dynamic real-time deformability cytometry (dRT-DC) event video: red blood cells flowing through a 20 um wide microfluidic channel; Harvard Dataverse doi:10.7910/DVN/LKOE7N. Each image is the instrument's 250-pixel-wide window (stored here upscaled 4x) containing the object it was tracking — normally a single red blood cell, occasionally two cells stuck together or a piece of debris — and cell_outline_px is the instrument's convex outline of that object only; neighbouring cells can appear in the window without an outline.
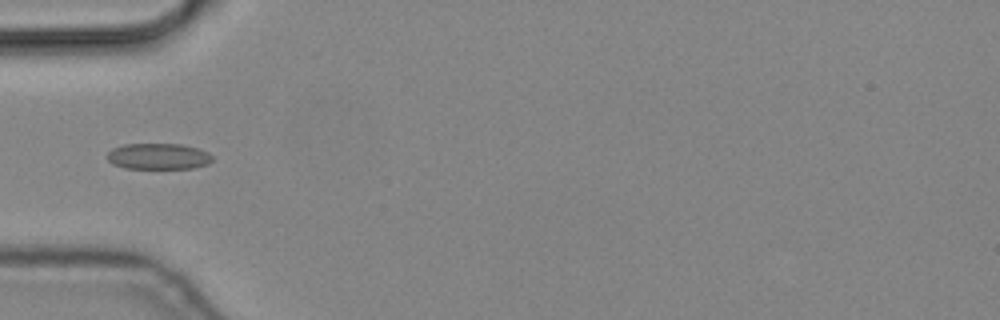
{"species": "common noctule bat (a hibernating species)", "species_latin": "Nyctalus noctula", "temperature_condition": "cold", "stored_images_in_passage": 5, "camera_frame_rate_fps": 3000, "um_per_image_px": 0.085, "animal": {"sex": "male", "body_mass_g": 19.2, "forearm_length_mm": 51.8}, "frame": {"image": 1, "passage_image": 5, "time_ms": 1.333, "image_size_px": [1000, 320], "cell_outline_px": [[212, 160], [208, 164], [192, 168], [124, 168], [112, 164], [108, 160], [108, 152], [112, 148], [124, 144], [180, 144], [196, 148], [208, 152], [212, 156]], "centroid_in_image_um": [13.44, 13.29], "position_along_channel_um": 71.6, "area_um2": 15.9}}